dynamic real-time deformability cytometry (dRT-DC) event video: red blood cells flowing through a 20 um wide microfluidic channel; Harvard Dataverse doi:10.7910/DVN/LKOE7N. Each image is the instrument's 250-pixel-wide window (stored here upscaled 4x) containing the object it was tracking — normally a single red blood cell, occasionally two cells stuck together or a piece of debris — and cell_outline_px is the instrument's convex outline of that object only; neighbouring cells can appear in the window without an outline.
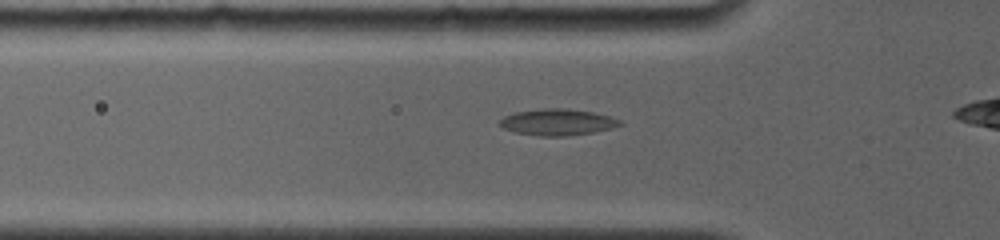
{"species": "common noctule bat (a hibernating species)", "species_latin": "Nyctalus noctula", "temperature_condition": "room temperature", "stored_images_in_passage": 40, "camera_frame_rate_fps": 4000, "um_per_image_px": 0.085, "animal": {"sex": "female", "body_mass_g": 19.0, "forearm_length_mm": 56.7}, "frame": {"image": 1, "passage_image": 8, "time_ms": 2.5, "image_size_px": [1000, 240], "cell_outline_px": [[624, 124], [596, 132], [568, 136], [540, 136], [516, 132], [504, 128], [496, 124], [504, 116], [516, 112], [540, 108], [564, 108], [592, 112], [608, 116], [620, 120]], "centroid_in_image_um": [47.37, 10.38], "position_along_channel_um": 78.4, "area_um2": 18.5}}
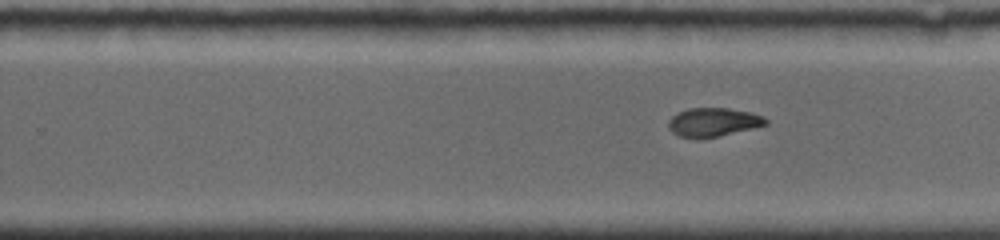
{"frame": {"image": 2, "passage_image": 26, "time_ms": 7.5, "image_size_px": [1000, 240], "cell_outline_px": [[768, 124], [752, 128], [716, 136], [680, 136], [672, 132], [668, 128], [668, 120], [676, 112], [688, 108], [728, 108], [752, 112], [764, 116], [768, 120]], "centroid_in_image_um": [60.63, 10.34], "position_along_channel_um": 269.2, "area_um2": 15.95}}
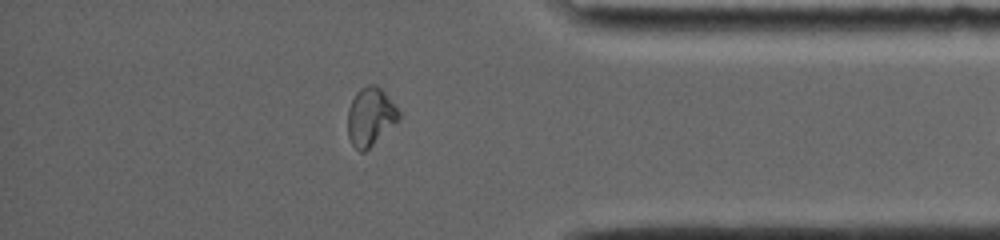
{"frame": {"image": 3, "passage_image": 39, "time_ms": 11.25, "image_size_px": [1000, 240], "cell_outline_px": [[400, 116], [364, 152], [360, 152], [352, 144], [348, 136], [348, 108], [356, 92], [360, 88], [368, 84], [372, 84], [380, 88], [384, 92], [400, 112]], "centroid_in_image_um": [31.43, 9.89], "position_along_channel_um": 403.8, "area_um2": 16.7}}